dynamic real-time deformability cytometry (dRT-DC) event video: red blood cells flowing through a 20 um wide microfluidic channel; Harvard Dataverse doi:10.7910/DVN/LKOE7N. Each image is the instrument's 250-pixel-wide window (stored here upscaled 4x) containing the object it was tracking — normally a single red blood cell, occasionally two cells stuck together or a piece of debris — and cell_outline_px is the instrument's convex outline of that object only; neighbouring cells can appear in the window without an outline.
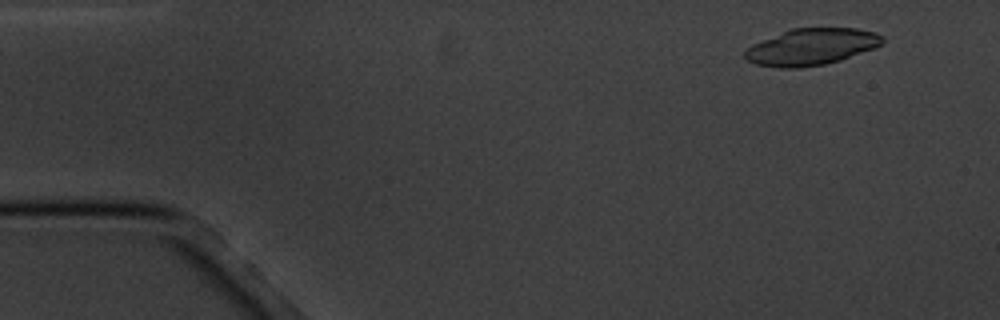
{"species": "common noctule bat (a hibernating species)", "species_latin": "Nyctalus noctula", "temperature_condition": "cold", "stored_images_in_passage": 6, "camera_frame_rate_fps": 3000, "um_per_image_px": 0.085, "animal": {"sex": "male", "body_mass_g": 20.1, "forearm_length_mm": 53.5}, "frame": {"image": 1, "passage_image": 2, "time_ms": 1.333, "image_size_px": [1000, 320], "cell_outline_px": [[884, 40], [880, 44], [872, 48], [840, 60], [824, 64], [800, 68], [780, 68], [756, 64], [748, 60], [744, 56], [744, 52], [752, 44], [792, 28], [856, 28], [876, 32], [884, 36]], "centroid_in_image_um": [68.96, 3.98], "position_along_channel_um": 16.0, "area_um2": 29.07}}